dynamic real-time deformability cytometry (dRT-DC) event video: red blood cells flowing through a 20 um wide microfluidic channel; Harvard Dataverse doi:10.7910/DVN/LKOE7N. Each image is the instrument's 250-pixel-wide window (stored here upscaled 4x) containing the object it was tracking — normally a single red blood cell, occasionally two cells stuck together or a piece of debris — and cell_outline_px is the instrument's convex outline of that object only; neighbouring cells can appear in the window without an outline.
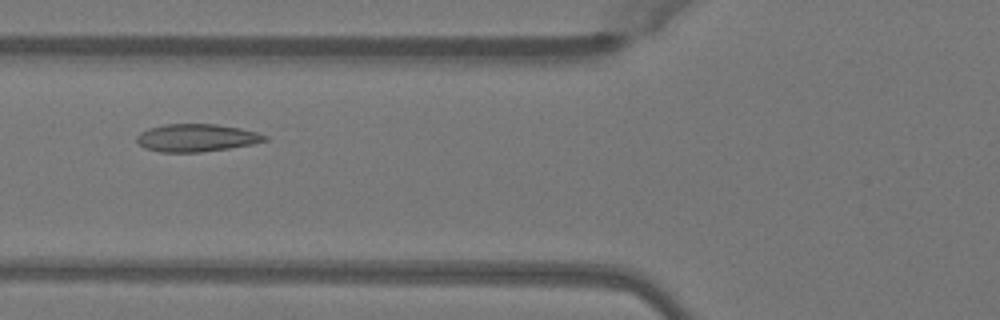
{"species": "Egyptian fruit bat (a non-hibernating species)", "species_latin": "Rousettus aegyptiacus", "temperature_condition": "warm", "stored_images_in_passage": 38, "camera_frame_rate_fps": 3000, "um_per_image_px": 0.085, "animal": {"sex": "female"}, "frame": {"image": 1, "passage_image": 7, "time_ms": 2.0, "image_size_px": [1000, 320], "cell_outline_px": [[268, 140], [252, 144], [228, 148], [200, 152], [160, 152], [144, 148], [136, 140], [136, 136], [140, 132], [148, 128], [164, 124], [216, 124], [240, 128], [256, 132], [268, 136]], "centroid_in_image_um": [16.68, 11.71], "position_along_channel_um": 109.1, "area_um2": 20.63}}
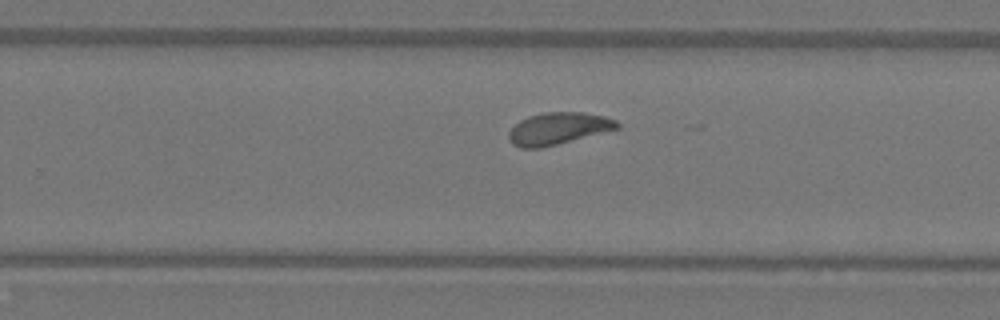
{"frame": {"image": 2, "passage_image": 20, "time_ms": 6.333, "image_size_px": [1000, 320], "cell_outline_px": [[620, 128], [540, 148], [520, 148], [512, 144], [508, 136], [508, 132], [520, 120], [528, 116], [544, 112], [584, 112], [604, 116], [616, 120], [620, 124]], "centroid_in_image_um": [47.44, 10.91], "position_along_channel_um": 282.4, "area_um2": 20.11}}
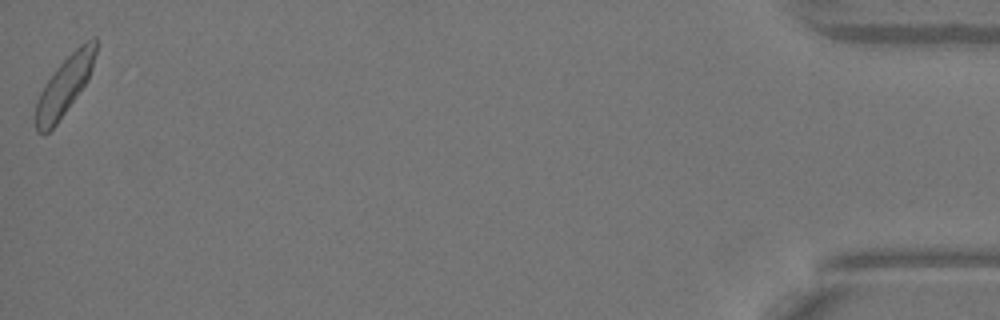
{"frame": {"image": 3, "passage_image": 38, "time_ms": 12.333, "image_size_px": [1000, 320], "cell_outline_px": [[96, 52], [92, 68], [88, 80], [56, 124], [44, 136], [36, 132], [36, 104], [40, 92], [44, 84], [56, 68], [80, 44], [96, 36]], "centroid_in_image_um": [5.47, 7.31], "position_along_channel_um": 429.7, "area_um2": 20.17}, "authors_computed_cell_mechanics": {"area_um2": 20.1722, "velocity_mm_per_s": 4.0053, "shape_relaxation_time_tau1_ms": 2.9197, "shape_relaxation_time_tau2_ms": 0.9999, "deformation_change_tau1": 0.1029, "deformation_change_tau2": 0.0591}}